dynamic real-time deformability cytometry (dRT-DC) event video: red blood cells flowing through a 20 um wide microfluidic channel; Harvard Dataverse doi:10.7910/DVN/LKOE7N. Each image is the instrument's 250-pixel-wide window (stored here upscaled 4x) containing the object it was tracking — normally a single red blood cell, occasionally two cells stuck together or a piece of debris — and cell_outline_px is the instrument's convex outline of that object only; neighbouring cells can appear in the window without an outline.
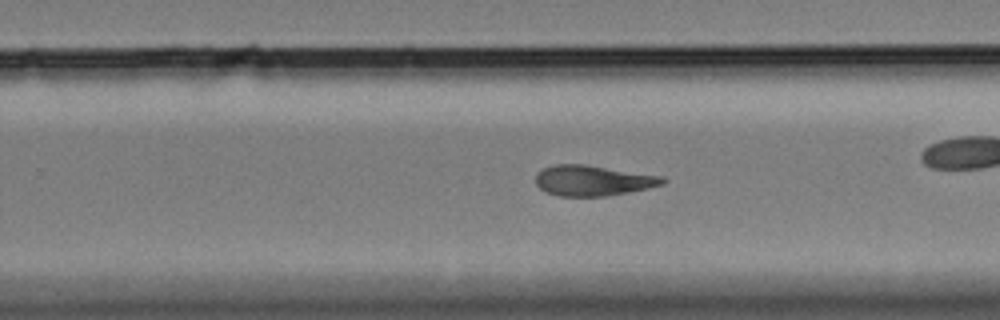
{"species": "Egyptian fruit bat (a non-hibernating species)", "species_latin": "Rousettus aegyptiacus", "temperature_condition": "cold", "stored_images_in_passage": 55, "camera_frame_rate_fps": 3000, "um_per_image_px": 0.085, "animal": {"sex": "female"}, "frame": {"image": 1, "passage_image": 32, "time_ms": 10.333, "image_size_px": [1000, 320], "cell_outline_px": [[668, 180], [664, 184], [648, 188], [628, 192], [604, 196], [560, 196], [544, 192], [536, 184], [536, 176], [544, 168], [556, 164], [584, 164], [664, 176]], "centroid_in_image_um": [50.43, 15.34], "position_along_channel_um": 279.4, "area_um2": 22.54}, "authors_computed_cell_mechanics": {"area_um2": 23.4668, "velocity_mm_per_s": 3.3296, "shape_relaxation_time_tau1_ms": 5.0714, "shape_relaxation_time_tau2_ms": 8.2366, "deformation_change_tau1": 0.1612, "deformation_change_tau2": 0.197}}